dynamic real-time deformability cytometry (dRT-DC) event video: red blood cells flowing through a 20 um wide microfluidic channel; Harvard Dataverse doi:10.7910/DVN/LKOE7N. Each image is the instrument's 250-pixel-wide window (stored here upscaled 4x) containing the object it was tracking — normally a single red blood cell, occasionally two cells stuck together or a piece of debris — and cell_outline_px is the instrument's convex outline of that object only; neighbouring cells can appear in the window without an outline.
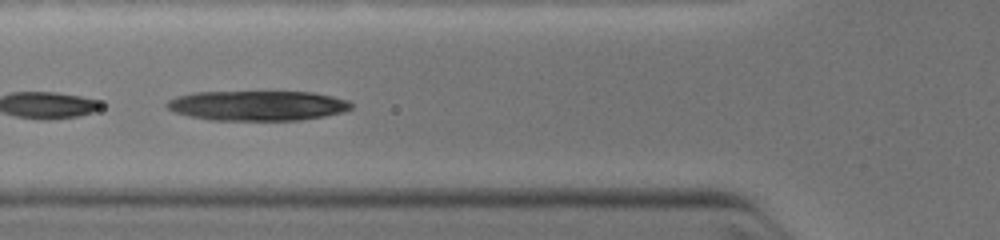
{"species": "common noctule bat (a hibernating species)", "species_latin": "Nyctalus noctula", "temperature_condition": "warm", "stored_images_in_passage": 21, "camera_frame_rate_fps": 3000, "um_per_image_px": 0.085, "animal": {"sex": "female", "body_mass_g": 19.0, "forearm_length_mm": 51.5}, "frame": {"image": 1, "passage_image": 20, "time_ms": 4.333, "image_size_px": [1000, 240], "cell_outline_px": [[352, 108], [344, 112], [324, 116], [300, 120], [208, 120], [188, 116], [176, 112], [168, 108], [164, 104], [168, 100], [176, 96], [192, 92], [312, 92], [332, 96], [348, 100], [352, 104]], "centroid_in_image_um": [21.87, 8.98], "position_along_channel_um": 103.9, "area_um2": 32.31}}